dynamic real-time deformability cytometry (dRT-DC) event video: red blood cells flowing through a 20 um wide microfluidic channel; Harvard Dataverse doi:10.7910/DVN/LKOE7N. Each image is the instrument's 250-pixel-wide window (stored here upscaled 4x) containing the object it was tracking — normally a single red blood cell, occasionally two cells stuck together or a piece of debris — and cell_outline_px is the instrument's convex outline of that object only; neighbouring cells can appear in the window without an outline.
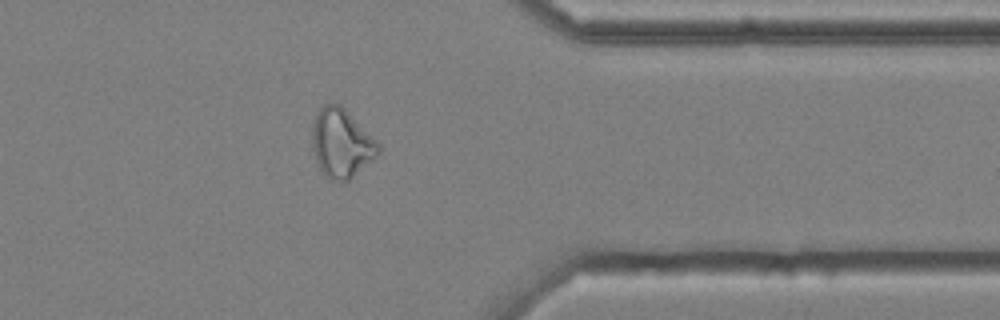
{"species": "common noctule bat (a hibernating species)", "species_latin": "Nyctalus noctula", "temperature_condition": "cold", "stored_images_in_passage": 48, "camera_frame_rate_fps": 3000, "um_per_image_px": 0.085, "animal": {"sex": "male", "body_mass_g": 20.4}, "frame": {"image": 1, "passage_image": 41, "time_ms": 13.333, "image_size_px": [1000, 320], "cell_outline_px": [[380, 152], [376, 156], [348, 180], [332, 180], [324, 176], [316, 160], [312, 148], [312, 124], [316, 112], [324, 104], [332, 100], [340, 104], [380, 144]], "centroid_in_image_um": [28.98, 12.13], "position_along_channel_um": 382.4, "area_um2": 26.41}, "authors_computed_cell_mechanics": {"area_um2": 26.877, "velocity_mm_per_s": 3.7168, "shape_relaxation_time_tau1_ms": null, "shape_relaxation_time_tau2_ms": 2.2043, "deformation_change_tau1": null, "deformation_change_tau2": 0.1089}}